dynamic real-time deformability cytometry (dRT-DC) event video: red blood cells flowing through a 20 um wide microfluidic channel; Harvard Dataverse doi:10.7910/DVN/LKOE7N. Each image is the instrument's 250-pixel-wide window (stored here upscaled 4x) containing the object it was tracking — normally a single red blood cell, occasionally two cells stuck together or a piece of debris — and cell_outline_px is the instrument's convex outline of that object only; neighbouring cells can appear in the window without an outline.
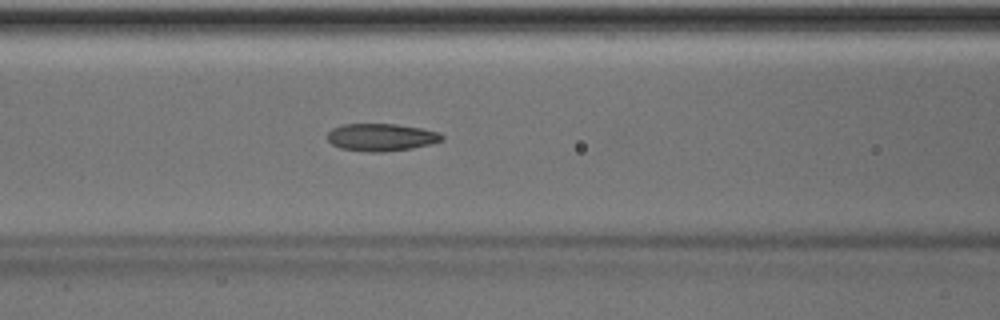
{"species": "Egyptian fruit bat (a non-hibernating species)", "species_latin": "Rousettus aegyptiacus", "temperature_condition": "room temperature", "stored_images_in_passage": 35, "camera_frame_rate_fps": 3000, "um_per_image_px": 0.085, "animal": {"sex": "male"}, "frame": {"image": 1, "passage_image": 6, "time_ms": 1.667, "image_size_px": [1000, 320], "cell_outline_px": [[444, 140], [432, 144], [412, 148], [384, 152], [368, 152], [340, 148], [332, 144], [328, 140], [328, 132], [332, 128], [344, 124], [396, 124], [420, 128], [440, 132], [444, 136]], "centroid_in_image_um": [32.43, 11.67], "position_along_channel_um": 134.2, "area_um2": 18.44}}
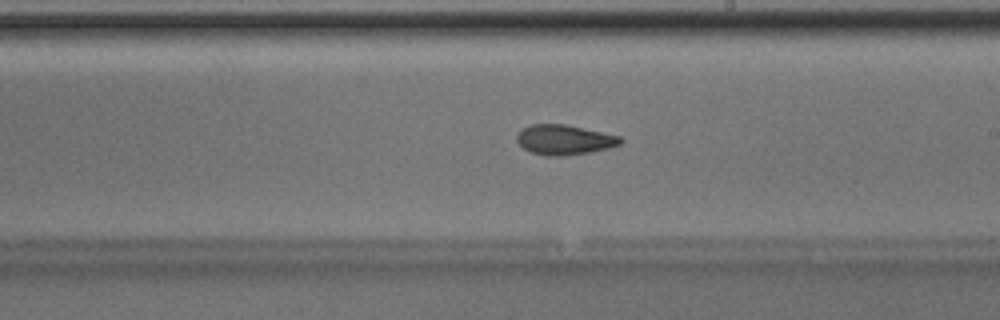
{"frame": {"image": 2, "passage_image": 14, "time_ms": 4.333, "image_size_px": [1000, 320], "cell_outline_px": [[624, 140], [620, 144], [608, 148], [588, 152], [564, 156], [544, 156], [532, 152], [524, 148], [516, 140], [516, 136], [520, 128], [532, 124], [564, 124], [620, 136]], "centroid_in_image_um": [47.93, 11.88], "position_along_channel_um": 241.1, "area_um2": 18.03}}
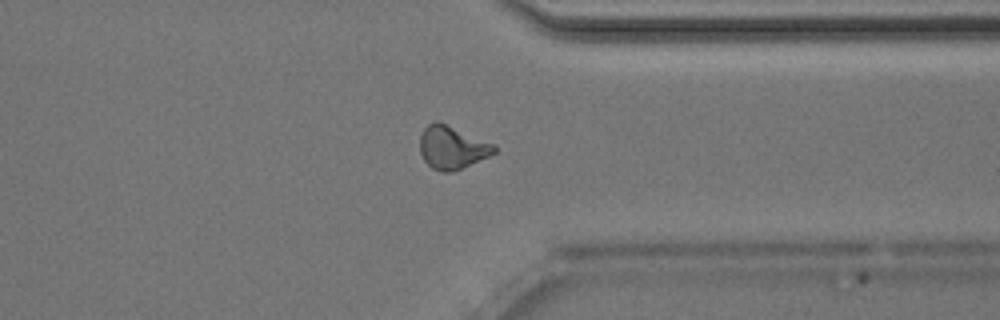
{"frame": {"image": 3, "passage_image": 24, "time_ms": 7.667, "image_size_px": [1000, 320], "cell_outline_px": [[496, 152], [488, 156], [452, 172], [440, 172], [432, 168], [424, 160], [420, 152], [420, 136], [424, 128], [428, 124], [436, 120], [496, 144]], "centroid_in_image_um": [38.42, 12.53], "position_along_channel_um": 373.0, "area_um2": 18.55}, "authors_computed_cell_mechanics": {"area_um2": 17.9758, "velocity_mm_per_s": 4.0235, "shape_relaxation_time_tau1_ms": 5.2195, "shape_relaxation_time_tau2_ms": 2.3763, "deformation_change_tau1": 0.1629, "deformation_change_tau2": 0.0899}}